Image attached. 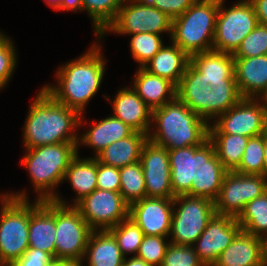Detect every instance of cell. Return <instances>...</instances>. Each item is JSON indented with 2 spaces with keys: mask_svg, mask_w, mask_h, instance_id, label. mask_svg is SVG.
Instances as JSON below:
<instances>
[{
  "mask_svg": "<svg viewBox=\"0 0 267 266\" xmlns=\"http://www.w3.org/2000/svg\"><path fill=\"white\" fill-rule=\"evenodd\" d=\"M171 186L175 196L187 194L215 202L228 172L215 154L212 142L168 150Z\"/></svg>",
  "mask_w": 267,
  "mask_h": 266,
  "instance_id": "cell-1",
  "label": "cell"
},
{
  "mask_svg": "<svg viewBox=\"0 0 267 266\" xmlns=\"http://www.w3.org/2000/svg\"><path fill=\"white\" fill-rule=\"evenodd\" d=\"M81 118L82 115L77 111L55 101L42 88L28 111L23 130L24 147L30 149L43 145L78 142L79 137L74 130L82 124Z\"/></svg>",
  "mask_w": 267,
  "mask_h": 266,
  "instance_id": "cell-2",
  "label": "cell"
},
{
  "mask_svg": "<svg viewBox=\"0 0 267 266\" xmlns=\"http://www.w3.org/2000/svg\"><path fill=\"white\" fill-rule=\"evenodd\" d=\"M103 58L100 44H93L87 53L59 68L57 86L47 85L43 89L55 101L82 115L102 82L105 72Z\"/></svg>",
  "mask_w": 267,
  "mask_h": 266,
  "instance_id": "cell-3",
  "label": "cell"
},
{
  "mask_svg": "<svg viewBox=\"0 0 267 266\" xmlns=\"http://www.w3.org/2000/svg\"><path fill=\"white\" fill-rule=\"evenodd\" d=\"M151 122L157 125L148 140L168 150L201 145L208 139L209 123L177 97L152 111Z\"/></svg>",
  "mask_w": 267,
  "mask_h": 266,
  "instance_id": "cell-4",
  "label": "cell"
},
{
  "mask_svg": "<svg viewBox=\"0 0 267 266\" xmlns=\"http://www.w3.org/2000/svg\"><path fill=\"white\" fill-rule=\"evenodd\" d=\"M78 154V142L50 144L26 149L22 163L26 166L37 200H53L57 193L53 189L63 182L70 162Z\"/></svg>",
  "mask_w": 267,
  "mask_h": 266,
  "instance_id": "cell-5",
  "label": "cell"
},
{
  "mask_svg": "<svg viewBox=\"0 0 267 266\" xmlns=\"http://www.w3.org/2000/svg\"><path fill=\"white\" fill-rule=\"evenodd\" d=\"M219 0H196L172 19L171 41L189 56L212 50Z\"/></svg>",
  "mask_w": 267,
  "mask_h": 266,
  "instance_id": "cell-6",
  "label": "cell"
},
{
  "mask_svg": "<svg viewBox=\"0 0 267 266\" xmlns=\"http://www.w3.org/2000/svg\"><path fill=\"white\" fill-rule=\"evenodd\" d=\"M25 193L1 196L0 265L10 266L29 248V200Z\"/></svg>",
  "mask_w": 267,
  "mask_h": 266,
  "instance_id": "cell-7",
  "label": "cell"
},
{
  "mask_svg": "<svg viewBox=\"0 0 267 266\" xmlns=\"http://www.w3.org/2000/svg\"><path fill=\"white\" fill-rule=\"evenodd\" d=\"M53 201L56 202L55 259L68 260L83 266L82 261L93 229L82 218L78 209L65 203L60 195H56Z\"/></svg>",
  "mask_w": 267,
  "mask_h": 266,
  "instance_id": "cell-8",
  "label": "cell"
},
{
  "mask_svg": "<svg viewBox=\"0 0 267 266\" xmlns=\"http://www.w3.org/2000/svg\"><path fill=\"white\" fill-rule=\"evenodd\" d=\"M173 209L170 243L176 245H194L206 229L208 221L215 214V205L209 199L187 194L173 198Z\"/></svg>",
  "mask_w": 267,
  "mask_h": 266,
  "instance_id": "cell-9",
  "label": "cell"
},
{
  "mask_svg": "<svg viewBox=\"0 0 267 266\" xmlns=\"http://www.w3.org/2000/svg\"><path fill=\"white\" fill-rule=\"evenodd\" d=\"M219 0L212 50L233 54L243 39L259 24L254 7L249 0L223 8Z\"/></svg>",
  "mask_w": 267,
  "mask_h": 266,
  "instance_id": "cell-10",
  "label": "cell"
},
{
  "mask_svg": "<svg viewBox=\"0 0 267 266\" xmlns=\"http://www.w3.org/2000/svg\"><path fill=\"white\" fill-rule=\"evenodd\" d=\"M108 31L122 35L139 33L160 35L162 32H169L172 35V18L146 0H124L115 20L99 36V39H102Z\"/></svg>",
  "mask_w": 267,
  "mask_h": 266,
  "instance_id": "cell-11",
  "label": "cell"
},
{
  "mask_svg": "<svg viewBox=\"0 0 267 266\" xmlns=\"http://www.w3.org/2000/svg\"><path fill=\"white\" fill-rule=\"evenodd\" d=\"M261 100L259 103L258 101ZM263 102V103H262ZM262 103V104H261ZM267 100L242 98L209 125L208 133L255 137L266 133Z\"/></svg>",
  "mask_w": 267,
  "mask_h": 266,
  "instance_id": "cell-12",
  "label": "cell"
},
{
  "mask_svg": "<svg viewBox=\"0 0 267 266\" xmlns=\"http://www.w3.org/2000/svg\"><path fill=\"white\" fill-rule=\"evenodd\" d=\"M266 191L267 178L264 175L229 171L223 178L219 195L214 202L215 213L237 218L247 203Z\"/></svg>",
  "mask_w": 267,
  "mask_h": 266,
  "instance_id": "cell-13",
  "label": "cell"
},
{
  "mask_svg": "<svg viewBox=\"0 0 267 266\" xmlns=\"http://www.w3.org/2000/svg\"><path fill=\"white\" fill-rule=\"evenodd\" d=\"M75 207L93 230H108L129 217V204L120 192L95 189Z\"/></svg>",
  "mask_w": 267,
  "mask_h": 266,
  "instance_id": "cell-14",
  "label": "cell"
},
{
  "mask_svg": "<svg viewBox=\"0 0 267 266\" xmlns=\"http://www.w3.org/2000/svg\"><path fill=\"white\" fill-rule=\"evenodd\" d=\"M241 230L237 218L215 213L193 245L200 261L205 266H213Z\"/></svg>",
  "mask_w": 267,
  "mask_h": 266,
  "instance_id": "cell-15",
  "label": "cell"
},
{
  "mask_svg": "<svg viewBox=\"0 0 267 266\" xmlns=\"http://www.w3.org/2000/svg\"><path fill=\"white\" fill-rule=\"evenodd\" d=\"M140 162L146 186V197L174 198L168 149L147 141Z\"/></svg>",
  "mask_w": 267,
  "mask_h": 266,
  "instance_id": "cell-16",
  "label": "cell"
},
{
  "mask_svg": "<svg viewBox=\"0 0 267 266\" xmlns=\"http://www.w3.org/2000/svg\"><path fill=\"white\" fill-rule=\"evenodd\" d=\"M173 198L145 197L129 205V218L147 236H169Z\"/></svg>",
  "mask_w": 267,
  "mask_h": 266,
  "instance_id": "cell-17",
  "label": "cell"
},
{
  "mask_svg": "<svg viewBox=\"0 0 267 266\" xmlns=\"http://www.w3.org/2000/svg\"><path fill=\"white\" fill-rule=\"evenodd\" d=\"M56 202H29V248L49 253L55 259Z\"/></svg>",
  "mask_w": 267,
  "mask_h": 266,
  "instance_id": "cell-18",
  "label": "cell"
},
{
  "mask_svg": "<svg viewBox=\"0 0 267 266\" xmlns=\"http://www.w3.org/2000/svg\"><path fill=\"white\" fill-rule=\"evenodd\" d=\"M234 73L242 98H267V55L234 58Z\"/></svg>",
  "mask_w": 267,
  "mask_h": 266,
  "instance_id": "cell-19",
  "label": "cell"
},
{
  "mask_svg": "<svg viewBox=\"0 0 267 266\" xmlns=\"http://www.w3.org/2000/svg\"><path fill=\"white\" fill-rule=\"evenodd\" d=\"M213 266H265V240L241 230Z\"/></svg>",
  "mask_w": 267,
  "mask_h": 266,
  "instance_id": "cell-20",
  "label": "cell"
},
{
  "mask_svg": "<svg viewBox=\"0 0 267 266\" xmlns=\"http://www.w3.org/2000/svg\"><path fill=\"white\" fill-rule=\"evenodd\" d=\"M210 90L211 87L203 79V74L190 62L177 85L176 97L210 123Z\"/></svg>",
  "mask_w": 267,
  "mask_h": 266,
  "instance_id": "cell-21",
  "label": "cell"
},
{
  "mask_svg": "<svg viewBox=\"0 0 267 266\" xmlns=\"http://www.w3.org/2000/svg\"><path fill=\"white\" fill-rule=\"evenodd\" d=\"M113 116L136 132L148 134L151 128L152 110L131 88H123L113 101Z\"/></svg>",
  "mask_w": 267,
  "mask_h": 266,
  "instance_id": "cell-22",
  "label": "cell"
},
{
  "mask_svg": "<svg viewBox=\"0 0 267 266\" xmlns=\"http://www.w3.org/2000/svg\"><path fill=\"white\" fill-rule=\"evenodd\" d=\"M190 62L203 74V79L210 87L236 82L231 53L215 50L199 52L190 56Z\"/></svg>",
  "mask_w": 267,
  "mask_h": 266,
  "instance_id": "cell-23",
  "label": "cell"
},
{
  "mask_svg": "<svg viewBox=\"0 0 267 266\" xmlns=\"http://www.w3.org/2000/svg\"><path fill=\"white\" fill-rule=\"evenodd\" d=\"M132 88L152 111L176 98L177 86L173 82L151 74L143 67L136 72Z\"/></svg>",
  "mask_w": 267,
  "mask_h": 266,
  "instance_id": "cell-24",
  "label": "cell"
},
{
  "mask_svg": "<svg viewBox=\"0 0 267 266\" xmlns=\"http://www.w3.org/2000/svg\"><path fill=\"white\" fill-rule=\"evenodd\" d=\"M189 63L190 56L172 42L171 46L163 45L143 68L151 74L169 79L177 86Z\"/></svg>",
  "mask_w": 267,
  "mask_h": 266,
  "instance_id": "cell-25",
  "label": "cell"
},
{
  "mask_svg": "<svg viewBox=\"0 0 267 266\" xmlns=\"http://www.w3.org/2000/svg\"><path fill=\"white\" fill-rule=\"evenodd\" d=\"M147 141L148 134L134 131L130 136L107 146L94 158L105 165L125 167L140 161L143 146Z\"/></svg>",
  "mask_w": 267,
  "mask_h": 266,
  "instance_id": "cell-26",
  "label": "cell"
},
{
  "mask_svg": "<svg viewBox=\"0 0 267 266\" xmlns=\"http://www.w3.org/2000/svg\"><path fill=\"white\" fill-rule=\"evenodd\" d=\"M93 124V127L82 137L79 136L78 146L79 144L90 146L95 150L96 155L110 144L130 136L134 132L132 128L113 115Z\"/></svg>",
  "mask_w": 267,
  "mask_h": 266,
  "instance_id": "cell-27",
  "label": "cell"
},
{
  "mask_svg": "<svg viewBox=\"0 0 267 266\" xmlns=\"http://www.w3.org/2000/svg\"><path fill=\"white\" fill-rule=\"evenodd\" d=\"M86 256L88 266H122L125 258L108 230L92 231L84 258Z\"/></svg>",
  "mask_w": 267,
  "mask_h": 266,
  "instance_id": "cell-28",
  "label": "cell"
},
{
  "mask_svg": "<svg viewBox=\"0 0 267 266\" xmlns=\"http://www.w3.org/2000/svg\"><path fill=\"white\" fill-rule=\"evenodd\" d=\"M78 155L70 162L63 179H68L77 192L73 206L97 189V160L94 157L81 159Z\"/></svg>",
  "mask_w": 267,
  "mask_h": 266,
  "instance_id": "cell-29",
  "label": "cell"
},
{
  "mask_svg": "<svg viewBox=\"0 0 267 266\" xmlns=\"http://www.w3.org/2000/svg\"><path fill=\"white\" fill-rule=\"evenodd\" d=\"M208 139L215 148V154L223 167L235 171L241 162L249 137L228 133H208Z\"/></svg>",
  "mask_w": 267,
  "mask_h": 266,
  "instance_id": "cell-30",
  "label": "cell"
},
{
  "mask_svg": "<svg viewBox=\"0 0 267 266\" xmlns=\"http://www.w3.org/2000/svg\"><path fill=\"white\" fill-rule=\"evenodd\" d=\"M242 231L267 240V191L246 204L237 217Z\"/></svg>",
  "mask_w": 267,
  "mask_h": 266,
  "instance_id": "cell-31",
  "label": "cell"
},
{
  "mask_svg": "<svg viewBox=\"0 0 267 266\" xmlns=\"http://www.w3.org/2000/svg\"><path fill=\"white\" fill-rule=\"evenodd\" d=\"M120 193L130 205L146 197V186L141 162L119 168Z\"/></svg>",
  "mask_w": 267,
  "mask_h": 266,
  "instance_id": "cell-32",
  "label": "cell"
},
{
  "mask_svg": "<svg viewBox=\"0 0 267 266\" xmlns=\"http://www.w3.org/2000/svg\"><path fill=\"white\" fill-rule=\"evenodd\" d=\"M123 2L124 0H82L83 10L92 19L97 37L115 20Z\"/></svg>",
  "mask_w": 267,
  "mask_h": 266,
  "instance_id": "cell-33",
  "label": "cell"
},
{
  "mask_svg": "<svg viewBox=\"0 0 267 266\" xmlns=\"http://www.w3.org/2000/svg\"><path fill=\"white\" fill-rule=\"evenodd\" d=\"M108 231L116 239L122 255L133 253L135 256L144 237L140 227L129 217L122 220L118 225L111 227Z\"/></svg>",
  "mask_w": 267,
  "mask_h": 266,
  "instance_id": "cell-34",
  "label": "cell"
},
{
  "mask_svg": "<svg viewBox=\"0 0 267 266\" xmlns=\"http://www.w3.org/2000/svg\"><path fill=\"white\" fill-rule=\"evenodd\" d=\"M265 133L250 137L239 167L240 174L264 175Z\"/></svg>",
  "mask_w": 267,
  "mask_h": 266,
  "instance_id": "cell-35",
  "label": "cell"
},
{
  "mask_svg": "<svg viewBox=\"0 0 267 266\" xmlns=\"http://www.w3.org/2000/svg\"><path fill=\"white\" fill-rule=\"evenodd\" d=\"M242 99L236 82H224L210 90V119H216Z\"/></svg>",
  "mask_w": 267,
  "mask_h": 266,
  "instance_id": "cell-36",
  "label": "cell"
},
{
  "mask_svg": "<svg viewBox=\"0 0 267 266\" xmlns=\"http://www.w3.org/2000/svg\"><path fill=\"white\" fill-rule=\"evenodd\" d=\"M163 47L161 36L153 33L133 34L130 50L133 59L143 67Z\"/></svg>",
  "mask_w": 267,
  "mask_h": 266,
  "instance_id": "cell-37",
  "label": "cell"
},
{
  "mask_svg": "<svg viewBox=\"0 0 267 266\" xmlns=\"http://www.w3.org/2000/svg\"><path fill=\"white\" fill-rule=\"evenodd\" d=\"M232 55L234 58L267 55V25L259 23Z\"/></svg>",
  "mask_w": 267,
  "mask_h": 266,
  "instance_id": "cell-38",
  "label": "cell"
},
{
  "mask_svg": "<svg viewBox=\"0 0 267 266\" xmlns=\"http://www.w3.org/2000/svg\"><path fill=\"white\" fill-rule=\"evenodd\" d=\"M167 236L144 235L136 257L143 259L151 266H161L166 250L170 244L165 242Z\"/></svg>",
  "mask_w": 267,
  "mask_h": 266,
  "instance_id": "cell-39",
  "label": "cell"
},
{
  "mask_svg": "<svg viewBox=\"0 0 267 266\" xmlns=\"http://www.w3.org/2000/svg\"><path fill=\"white\" fill-rule=\"evenodd\" d=\"M161 266H205L199 259L193 245L170 243Z\"/></svg>",
  "mask_w": 267,
  "mask_h": 266,
  "instance_id": "cell-40",
  "label": "cell"
},
{
  "mask_svg": "<svg viewBox=\"0 0 267 266\" xmlns=\"http://www.w3.org/2000/svg\"><path fill=\"white\" fill-rule=\"evenodd\" d=\"M0 32V89L8 83L16 67L17 56L11 39Z\"/></svg>",
  "mask_w": 267,
  "mask_h": 266,
  "instance_id": "cell-41",
  "label": "cell"
},
{
  "mask_svg": "<svg viewBox=\"0 0 267 266\" xmlns=\"http://www.w3.org/2000/svg\"><path fill=\"white\" fill-rule=\"evenodd\" d=\"M97 189L120 192L119 168L97 161Z\"/></svg>",
  "mask_w": 267,
  "mask_h": 266,
  "instance_id": "cell-42",
  "label": "cell"
},
{
  "mask_svg": "<svg viewBox=\"0 0 267 266\" xmlns=\"http://www.w3.org/2000/svg\"><path fill=\"white\" fill-rule=\"evenodd\" d=\"M172 19L182 15L196 0H146Z\"/></svg>",
  "mask_w": 267,
  "mask_h": 266,
  "instance_id": "cell-43",
  "label": "cell"
},
{
  "mask_svg": "<svg viewBox=\"0 0 267 266\" xmlns=\"http://www.w3.org/2000/svg\"><path fill=\"white\" fill-rule=\"evenodd\" d=\"M54 258L47 252L28 248L25 253L10 266H46Z\"/></svg>",
  "mask_w": 267,
  "mask_h": 266,
  "instance_id": "cell-44",
  "label": "cell"
},
{
  "mask_svg": "<svg viewBox=\"0 0 267 266\" xmlns=\"http://www.w3.org/2000/svg\"><path fill=\"white\" fill-rule=\"evenodd\" d=\"M255 10V14L260 24L267 25V0H249Z\"/></svg>",
  "mask_w": 267,
  "mask_h": 266,
  "instance_id": "cell-45",
  "label": "cell"
},
{
  "mask_svg": "<svg viewBox=\"0 0 267 266\" xmlns=\"http://www.w3.org/2000/svg\"><path fill=\"white\" fill-rule=\"evenodd\" d=\"M60 10H64V11H83V5H82V0H63L62 5L59 9Z\"/></svg>",
  "mask_w": 267,
  "mask_h": 266,
  "instance_id": "cell-46",
  "label": "cell"
},
{
  "mask_svg": "<svg viewBox=\"0 0 267 266\" xmlns=\"http://www.w3.org/2000/svg\"><path fill=\"white\" fill-rule=\"evenodd\" d=\"M122 266H151V265L147 264L143 259H140L136 256H132L129 259L125 257Z\"/></svg>",
  "mask_w": 267,
  "mask_h": 266,
  "instance_id": "cell-47",
  "label": "cell"
},
{
  "mask_svg": "<svg viewBox=\"0 0 267 266\" xmlns=\"http://www.w3.org/2000/svg\"><path fill=\"white\" fill-rule=\"evenodd\" d=\"M46 266H79V265L68 260L53 259Z\"/></svg>",
  "mask_w": 267,
  "mask_h": 266,
  "instance_id": "cell-48",
  "label": "cell"
},
{
  "mask_svg": "<svg viewBox=\"0 0 267 266\" xmlns=\"http://www.w3.org/2000/svg\"><path fill=\"white\" fill-rule=\"evenodd\" d=\"M51 8L55 9V11H59L63 0H45Z\"/></svg>",
  "mask_w": 267,
  "mask_h": 266,
  "instance_id": "cell-49",
  "label": "cell"
},
{
  "mask_svg": "<svg viewBox=\"0 0 267 266\" xmlns=\"http://www.w3.org/2000/svg\"><path fill=\"white\" fill-rule=\"evenodd\" d=\"M264 176L267 178V135L265 133Z\"/></svg>",
  "mask_w": 267,
  "mask_h": 266,
  "instance_id": "cell-50",
  "label": "cell"
},
{
  "mask_svg": "<svg viewBox=\"0 0 267 266\" xmlns=\"http://www.w3.org/2000/svg\"><path fill=\"white\" fill-rule=\"evenodd\" d=\"M265 266H267V240L265 241Z\"/></svg>",
  "mask_w": 267,
  "mask_h": 266,
  "instance_id": "cell-51",
  "label": "cell"
},
{
  "mask_svg": "<svg viewBox=\"0 0 267 266\" xmlns=\"http://www.w3.org/2000/svg\"><path fill=\"white\" fill-rule=\"evenodd\" d=\"M266 135H267V116H266Z\"/></svg>",
  "mask_w": 267,
  "mask_h": 266,
  "instance_id": "cell-52",
  "label": "cell"
}]
</instances>
